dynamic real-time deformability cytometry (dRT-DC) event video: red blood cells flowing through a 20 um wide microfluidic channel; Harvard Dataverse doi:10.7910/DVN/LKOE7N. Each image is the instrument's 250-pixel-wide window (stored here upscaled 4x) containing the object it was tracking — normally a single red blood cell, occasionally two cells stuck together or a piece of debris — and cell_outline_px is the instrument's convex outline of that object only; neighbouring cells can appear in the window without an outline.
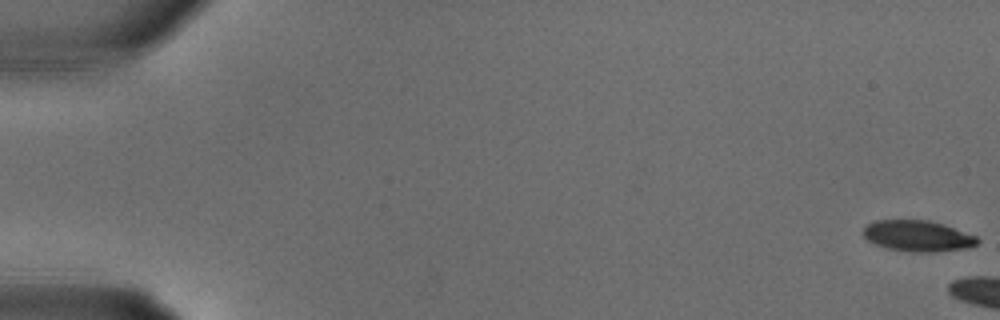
{"species": "common noctule bat (a hibernating species)", "species_latin": "Nyctalus noctula", "temperature_condition": "warm", "stored_images_in_passage": 8, "camera_frame_rate_fps": 3000, "um_per_image_px": 0.085, "animal": {"sex": "male", "body_mass_g": 18.8}, "frame": {"image": 1, "passage_image": 1, "time_ms": 0.0, "image_size_px": [1000, 320], "cell_outline_px": [[980, 240], [976, 244], [964, 248], [936, 252], [912, 252], [888, 248], [876, 244], [868, 240], [860, 232], [868, 224], [876, 220], [928, 220], [944, 224], [976, 236]], "centroid_in_image_um": [77.99, 20.05], "position_along_channel_um": 7.0, "area_um2": 20.52}}